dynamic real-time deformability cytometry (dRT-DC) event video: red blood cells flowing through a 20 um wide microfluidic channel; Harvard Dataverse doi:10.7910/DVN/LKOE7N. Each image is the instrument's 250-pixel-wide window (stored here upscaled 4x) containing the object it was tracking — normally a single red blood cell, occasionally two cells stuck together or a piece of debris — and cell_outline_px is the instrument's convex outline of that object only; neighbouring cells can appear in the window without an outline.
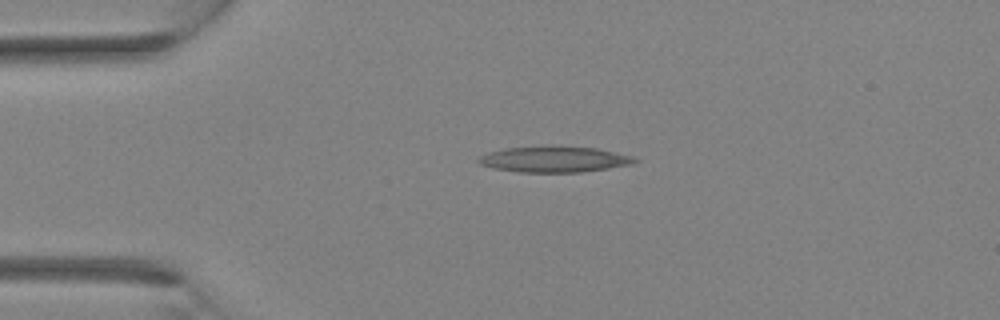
{"species": "Egyptian fruit bat (a non-hibernating species)", "species_latin": "Rousettus aegyptiacus", "temperature_condition": "room temperature", "stored_images_in_passage": 2, "camera_frame_rate_fps": 3000, "um_per_image_px": 0.085, "animal": {"sex": "female"}, "frame": {"image": 1, "passage_image": 1, "time_ms": 0.0, "image_size_px": [1000, 320], "cell_outline_px": [[640, 160], [632, 164], [608, 168], [580, 172], [520, 172], [492, 168], [480, 164], [476, 160], [480, 156], [488, 152], [504, 148], [544, 144], [552, 144], [596, 148], [636, 156]], "centroid_in_image_um": [47.11, 13.5], "position_along_channel_um": 37.9, "area_um2": 24.33}}